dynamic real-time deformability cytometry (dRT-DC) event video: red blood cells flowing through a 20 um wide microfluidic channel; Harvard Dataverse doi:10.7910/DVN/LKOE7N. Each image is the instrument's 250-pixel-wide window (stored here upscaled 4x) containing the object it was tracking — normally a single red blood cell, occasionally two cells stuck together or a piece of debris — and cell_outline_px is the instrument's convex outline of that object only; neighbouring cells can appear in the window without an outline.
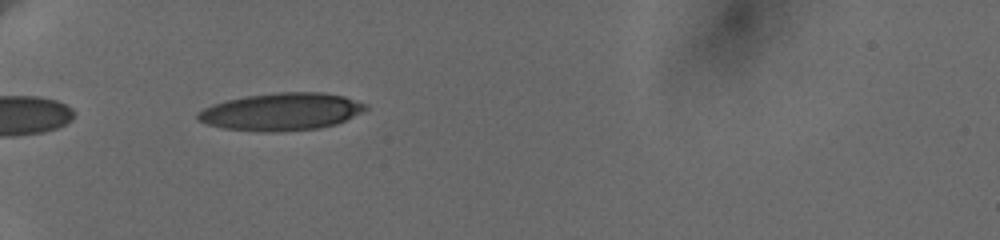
{"species": "human", "species_latin": "Homo sapiens", "temperature_condition": "cold", "stored_images_in_passage": 10, "camera_frame_rate_fps": 3000, "um_per_image_px": 0.085, "donor": {"sex": "female"}, "frame": {"image": 1, "passage_image": 2, "time_ms": 0.333, "image_size_px": [1000, 240], "cell_outline_px": [[368, 108], [336, 124], [320, 128], [276, 132], [264, 132], [224, 128], [208, 124], [196, 120], [196, 112], [212, 104], [244, 96], [276, 92], [324, 92], [344, 96], [368, 104]], "centroid_in_image_um": [23.89, 9.49], "position_along_channel_um": 61.1, "area_um2": 36.7}}
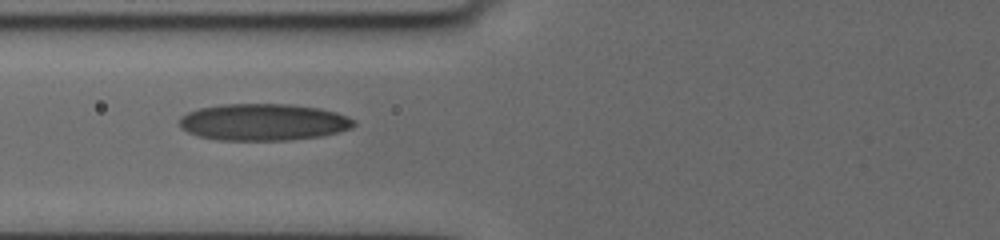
{"frame": {"image": 2, "passage_image": 6, "time_ms": 2.0, "image_size_px": [1000, 240], "cell_outline_px": [[356, 124], [352, 128], [320, 136], [288, 140], [216, 140], [200, 136], [188, 132], [180, 128], [180, 116], [188, 112], [200, 108], [220, 104], [288, 104], [320, 108], [336, 112], [348, 116], [356, 120]], "centroid_in_image_um": [22.39, 10.37], "position_along_channel_um": 103.4, "area_um2": 37.51}}
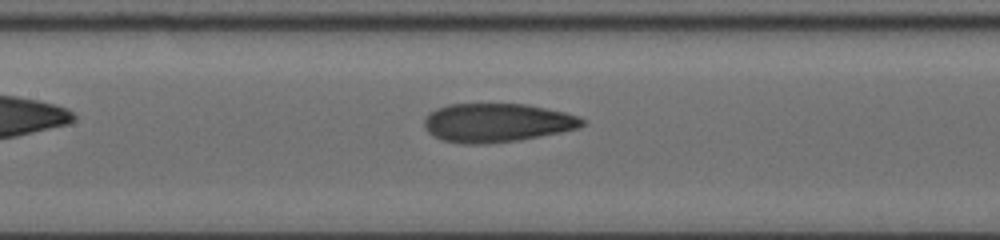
{"frame": {"image": 3, "passage_image": 10, "time_ms": 3.667, "image_size_px": [1000, 240], "cell_outline_px": [[584, 124], [576, 128], [560, 132], [516, 140], [488, 144], [464, 144], [440, 140], [432, 136], [424, 128], [424, 120], [428, 112], [436, 108], [448, 104], [524, 104], [564, 112], [580, 116], [584, 120]], "centroid_in_image_um": [42.16, 10.43], "position_along_channel_um": 165.2, "area_um2": 35.66}}